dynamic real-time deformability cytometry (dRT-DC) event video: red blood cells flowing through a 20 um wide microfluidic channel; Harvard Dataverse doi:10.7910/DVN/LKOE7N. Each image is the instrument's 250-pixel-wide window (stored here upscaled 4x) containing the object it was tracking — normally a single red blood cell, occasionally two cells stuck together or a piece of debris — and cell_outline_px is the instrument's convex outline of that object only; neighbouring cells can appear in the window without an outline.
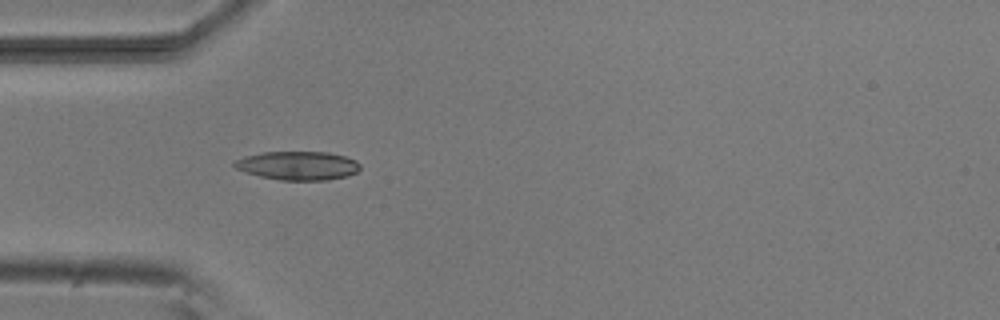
{"species": "common noctule bat (a hibernating species)", "species_latin": "Nyctalus noctula", "temperature_condition": "room temperature", "stored_images_in_passage": 10, "camera_frame_rate_fps": 3000, "um_per_image_px": 0.085, "animal": {"sex": "male", "body_mass_g": 20.5, "forearm_length_mm": 52.5}, "frame": {"image": 1, "passage_image": 4, "time_ms": 3.333, "image_size_px": [1000, 320], "cell_outline_px": [[360, 168], [356, 172], [348, 176], [328, 180], [280, 180], [260, 176], [236, 168], [232, 164], [236, 160], [244, 156], [264, 152], [328, 152], [344, 156], [356, 160], [360, 164]], "centroid_in_image_um": [25.35, 14.07], "position_along_channel_um": 59.7, "area_um2": 20.92}}
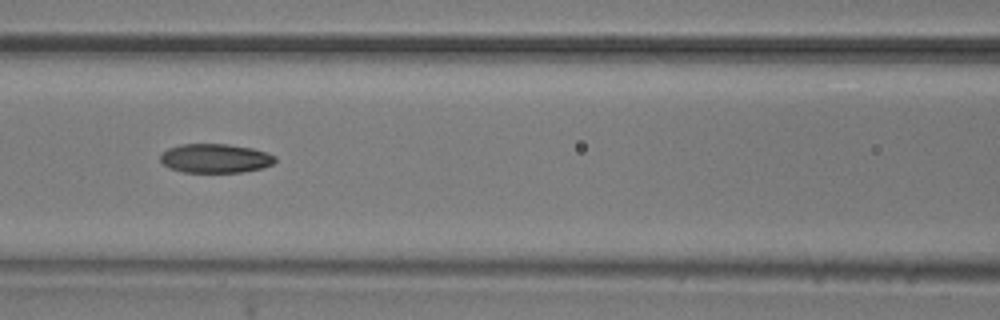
{"frame": {"image": 2, "passage_image": 6, "time_ms": 5.667, "image_size_px": [1000, 320], "cell_outline_px": [[276, 160], [272, 164], [260, 168], [240, 172], [184, 172], [168, 168], [160, 160], [160, 156], [168, 148], [180, 144], [228, 144], [252, 148], [276, 156]], "centroid_in_image_um": [18.27, 13.45], "position_along_channel_um": 148.3, "area_um2": 19.31}}
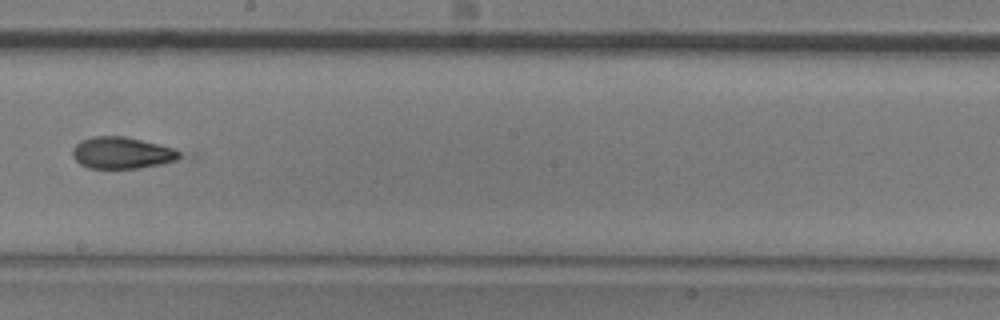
{"frame": {"image": 3, "passage_image": 8, "time_ms": 8.0, "image_size_px": [1000, 320], "cell_outline_px": [[184, 156], [176, 160], [160, 164], [140, 168], [88, 168], [80, 164], [72, 156], [72, 148], [76, 144], [84, 140], [96, 136], [124, 136], [172, 148], [180, 152]], "centroid_in_image_um": [10.35, 13.0], "position_along_channel_um": 237.9, "area_um2": 19.54}}